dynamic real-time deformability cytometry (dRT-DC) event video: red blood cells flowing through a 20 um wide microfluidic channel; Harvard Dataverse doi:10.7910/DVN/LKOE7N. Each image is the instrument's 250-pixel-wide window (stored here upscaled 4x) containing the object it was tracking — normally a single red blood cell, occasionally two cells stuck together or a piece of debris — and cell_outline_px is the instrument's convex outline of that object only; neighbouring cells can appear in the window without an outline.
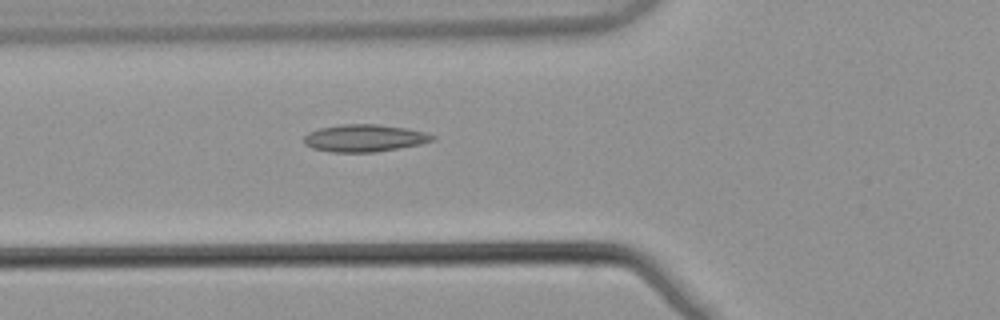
{"species": "common noctule bat (a hibernating species)", "species_latin": "Nyctalus noctula", "temperature_condition": "warm", "stored_images_in_passage": 5, "camera_frame_rate_fps": 3000, "um_per_image_px": 0.085, "animal": {"sex": "male", "body_mass_g": 21.5, "forearm_length_mm": 52.0}, "frame": {"image": 1, "passage_image": 5, "time_ms": 1.333, "image_size_px": [1000, 320], "cell_outline_px": [[436, 136], [432, 140], [420, 144], [372, 152], [332, 152], [312, 148], [304, 144], [304, 136], [308, 132], [320, 128], [340, 124], [376, 124], [408, 128], [424, 132]], "centroid_in_image_um": [30.94, 11.73], "position_along_channel_um": 94.9, "area_um2": 20.29}}